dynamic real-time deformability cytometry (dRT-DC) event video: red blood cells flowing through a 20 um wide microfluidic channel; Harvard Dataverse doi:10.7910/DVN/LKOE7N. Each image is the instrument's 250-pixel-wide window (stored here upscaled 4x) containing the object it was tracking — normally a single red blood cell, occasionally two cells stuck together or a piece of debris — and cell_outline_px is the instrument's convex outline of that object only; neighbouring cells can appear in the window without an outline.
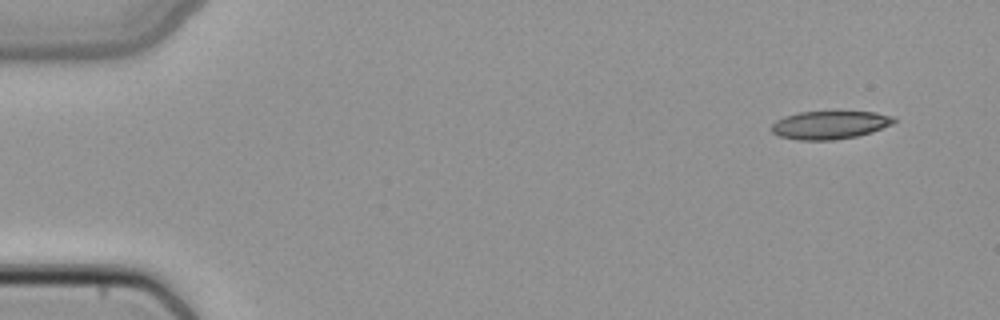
{"species": "common noctule bat (a hibernating species)", "species_latin": "Nyctalus noctula", "temperature_condition": "cold", "stored_images_in_passage": 43, "camera_frame_rate_fps": 3000, "um_per_image_px": 0.085, "animal": {"sex": "female", "body_mass_g": 22.7, "forearm_length_mm": 54.2}, "frame": {"image": 1, "passage_image": 1, "time_ms": 0.0, "image_size_px": [1000, 320], "cell_outline_px": [[896, 120], [892, 124], [872, 132], [856, 136], [832, 140], [796, 140], [780, 136], [772, 132], [772, 124], [776, 120], [784, 116], [800, 112], [876, 112], [896, 116]], "centroid_in_image_um": [70.55, 10.62], "position_along_channel_um": 14.5, "area_um2": 20.06}}
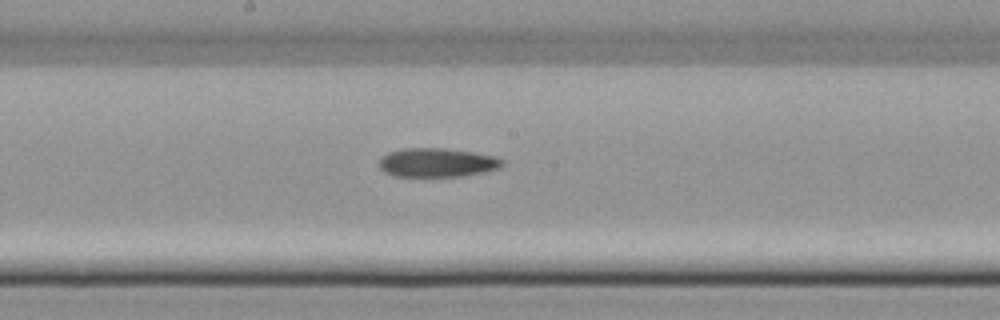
{"frame": {"image": 2, "passage_image": 24, "time_ms": 7.667, "image_size_px": [1000, 320], "cell_outline_px": [[504, 164], [500, 168], [484, 172], [464, 176], [396, 176], [384, 172], [380, 168], [380, 160], [388, 152], [400, 148], [444, 148], [472, 152], [496, 156], [504, 160]], "centroid_in_image_um": [37.18, 13.81], "position_along_channel_um": 211.0, "area_um2": 20.81}}
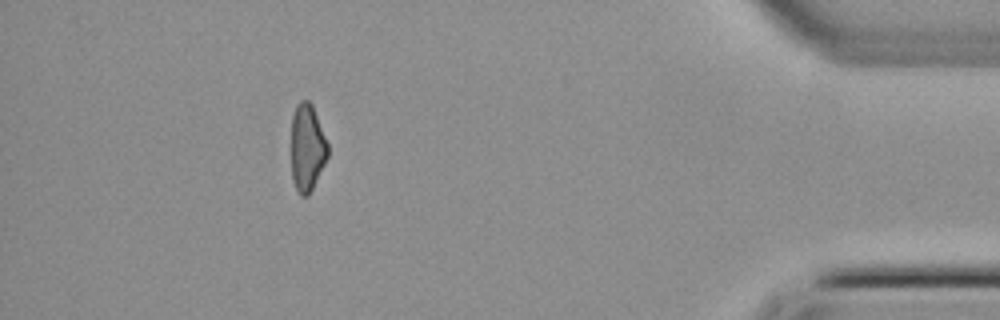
{"frame": {"image": 3, "passage_image": 42, "time_ms": 13.667, "image_size_px": [1000, 320], "cell_outline_px": [[328, 156], [308, 196], [300, 196], [292, 180], [292, 116], [296, 104], [300, 100], [308, 100], [312, 104], [328, 144]], "centroid_in_image_um": [26.1, 12.53], "position_along_channel_um": 409.1, "area_um2": 18.44}}